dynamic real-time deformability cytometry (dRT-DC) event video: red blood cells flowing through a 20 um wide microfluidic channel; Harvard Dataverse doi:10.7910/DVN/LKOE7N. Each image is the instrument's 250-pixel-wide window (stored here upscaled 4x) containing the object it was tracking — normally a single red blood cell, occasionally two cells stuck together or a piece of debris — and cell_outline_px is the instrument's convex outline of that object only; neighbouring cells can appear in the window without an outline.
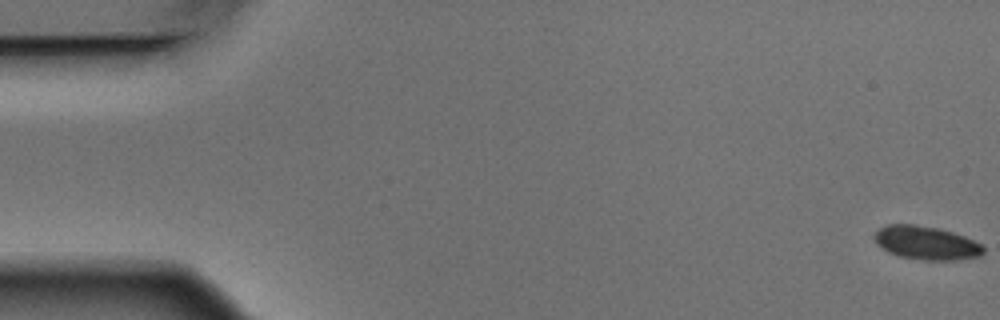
{"species": "Egyptian fruit bat (a non-hibernating species)", "species_latin": "Rousettus aegyptiacus", "temperature_condition": "warm", "stored_images_in_passage": 6, "camera_frame_rate_fps": 3000, "um_per_image_px": 0.085, "animal": {"sex": "male"}, "frame": {"image": 1, "passage_image": 1, "time_ms": 0.0, "image_size_px": [1000, 320], "cell_outline_px": [[984, 252], [980, 256], [956, 260], [924, 260], [900, 256], [888, 252], [880, 248], [872, 240], [872, 232], [888, 224], [916, 224], [936, 228], [952, 232], [964, 236], [980, 244], [984, 248]], "centroid_in_image_um": [78.65, 20.64], "position_along_channel_um": 6.3, "area_um2": 21.44}}
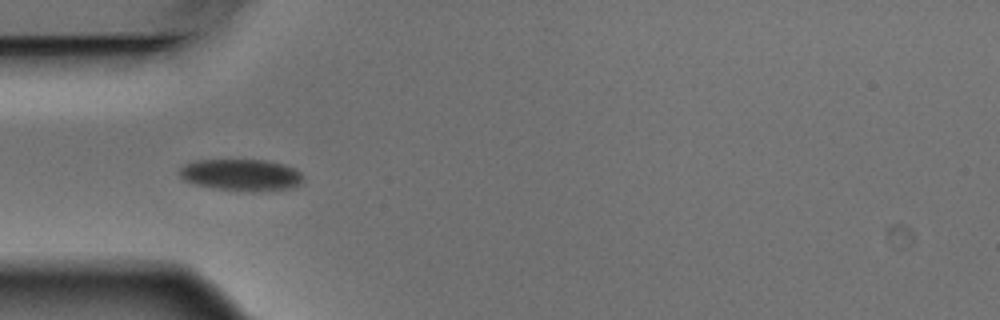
{"frame": {"image": 2, "passage_image": 5, "time_ms": 1.333, "image_size_px": [1000, 320], "cell_outline_px": [[304, 180], [300, 184], [288, 188], [252, 192], [212, 188], [192, 184], [184, 180], [180, 176], [180, 168], [184, 164], [196, 160], [264, 160], [284, 164], [296, 168], [304, 176]], "centroid_in_image_um": [20.5, 14.87], "position_along_channel_um": 64.5, "area_um2": 23.06}}
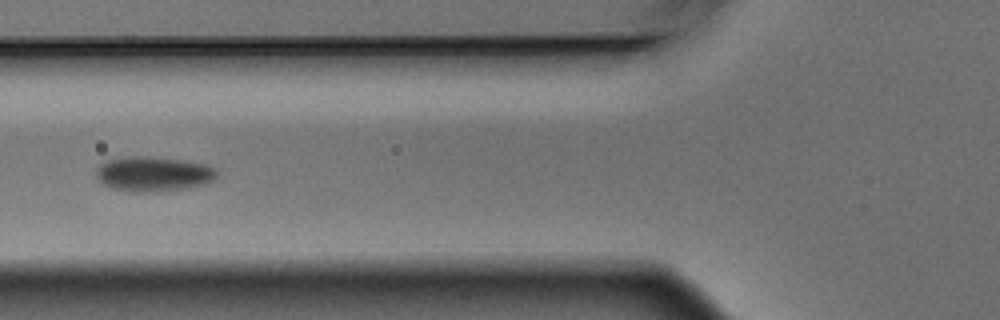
{"frame": {"image": 3, "passage_image": 6, "time_ms": 1.667, "image_size_px": [1000, 320], "cell_outline_px": [[216, 176], [212, 180], [204, 184], [188, 188], [148, 192], [136, 192], [112, 188], [104, 184], [96, 176], [96, 168], [100, 164], [108, 160], [132, 156], [148, 156], [184, 160], [208, 164], [216, 168]], "centroid_in_image_um": [13.05, 14.77], "position_along_channel_um": 112.7, "area_um2": 24.45}}